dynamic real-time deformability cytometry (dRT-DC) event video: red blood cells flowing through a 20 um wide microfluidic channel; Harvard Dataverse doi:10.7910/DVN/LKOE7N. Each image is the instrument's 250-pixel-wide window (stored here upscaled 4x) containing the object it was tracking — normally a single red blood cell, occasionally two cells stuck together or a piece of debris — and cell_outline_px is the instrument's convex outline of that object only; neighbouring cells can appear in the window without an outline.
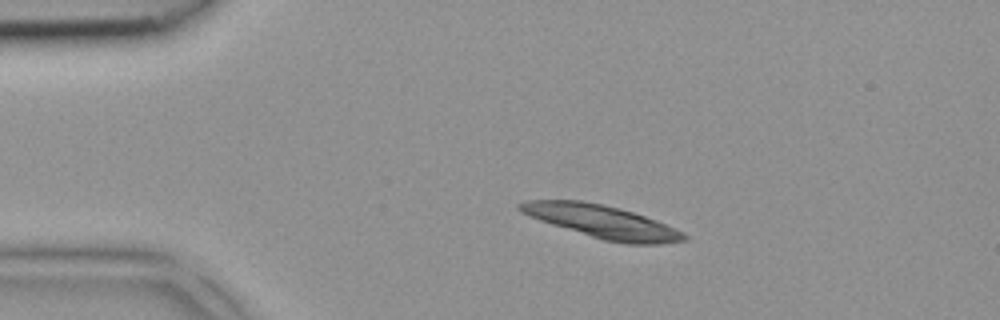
{"species": "common noctule bat (a hibernating species)", "species_latin": "Nyctalus noctula", "temperature_condition": "room temperature", "stored_images_in_passage": 3, "camera_frame_rate_fps": 3000, "um_per_image_px": 0.085, "animal": {"sex": "female", "body_mass_g": 18.4}, "frame": {"image": 1, "passage_image": 2, "time_ms": 0.333, "image_size_px": [1000, 320], "cell_outline_px": [[688, 240], [660, 244], [628, 244], [604, 240], [552, 224], [540, 220], [520, 212], [516, 208], [516, 204], [524, 200], [580, 200], [600, 204], [632, 212], [656, 220], [676, 228], [684, 232], [688, 236]], "centroid_in_image_um": [51.18, 18.84], "position_along_channel_um": 33.8, "area_um2": 31.27}}